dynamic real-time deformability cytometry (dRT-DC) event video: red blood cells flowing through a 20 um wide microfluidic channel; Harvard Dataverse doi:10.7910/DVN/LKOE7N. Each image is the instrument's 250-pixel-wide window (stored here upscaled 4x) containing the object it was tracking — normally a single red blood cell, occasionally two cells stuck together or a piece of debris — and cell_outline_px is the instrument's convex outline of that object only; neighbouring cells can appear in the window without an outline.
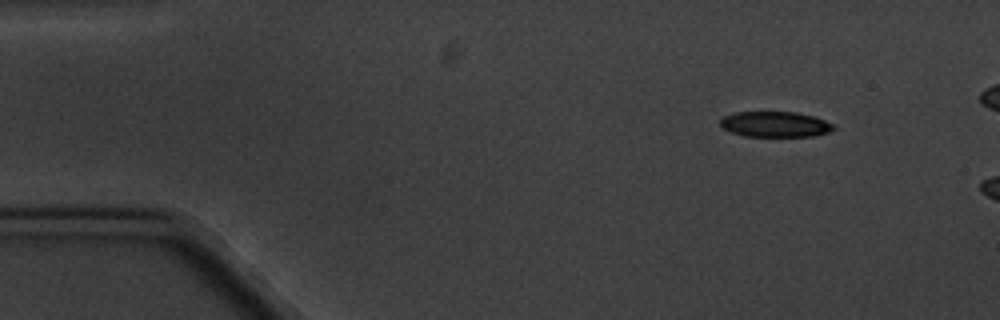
{"species": "common noctule bat (a hibernating species)", "species_latin": "Nyctalus noctula", "temperature_condition": "cold", "stored_images_in_passage": 3, "camera_frame_rate_fps": 3000, "um_per_image_px": 0.085, "animal": {"sex": "male", "body_mass_g": 20.1, "forearm_length_mm": 53.5}, "frame": {"image": 1, "passage_image": 1, "time_ms": 0.0, "image_size_px": [1000, 320], "cell_outline_px": [[836, 128], [828, 132], [816, 136], [744, 136], [720, 128], [720, 120], [724, 116], [736, 112], [796, 112], [812, 116], [836, 124]], "centroid_in_image_um": [65.89, 10.57], "position_along_channel_um": 19.1, "area_um2": 16.94}}